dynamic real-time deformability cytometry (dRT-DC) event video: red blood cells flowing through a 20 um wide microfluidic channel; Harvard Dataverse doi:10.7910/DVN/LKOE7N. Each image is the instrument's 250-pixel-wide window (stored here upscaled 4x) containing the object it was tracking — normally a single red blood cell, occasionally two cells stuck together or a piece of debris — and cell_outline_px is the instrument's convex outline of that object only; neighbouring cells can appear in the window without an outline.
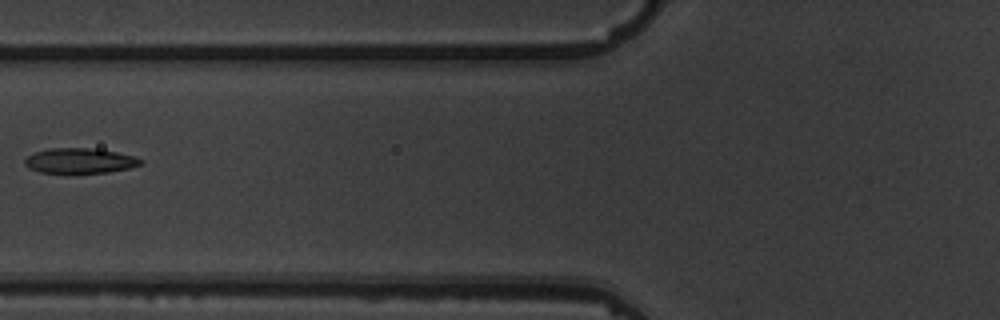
{"species": "common noctule bat (a hibernating species)", "species_latin": "Nyctalus noctula", "temperature_condition": "warm", "stored_images_in_passage": 3, "camera_frame_rate_fps": 3000, "um_per_image_px": 0.085, "animal": {"sex": "male", "body_mass_g": 19.5, "forearm_length_mm": 54.6}, "frame": {"image": 1, "passage_image": 2, "time_ms": 1.333, "image_size_px": [1000, 320], "cell_outline_px": [[144, 160], [140, 164], [128, 168], [108, 172], [72, 176], [40, 172], [28, 168], [24, 164], [24, 160], [28, 156], [36, 152], [48, 148], [92, 148], [116, 152], [136, 156]], "centroid_in_image_um": [6.75, 13.71], "position_along_channel_um": 119.0, "area_um2": 17.74}}
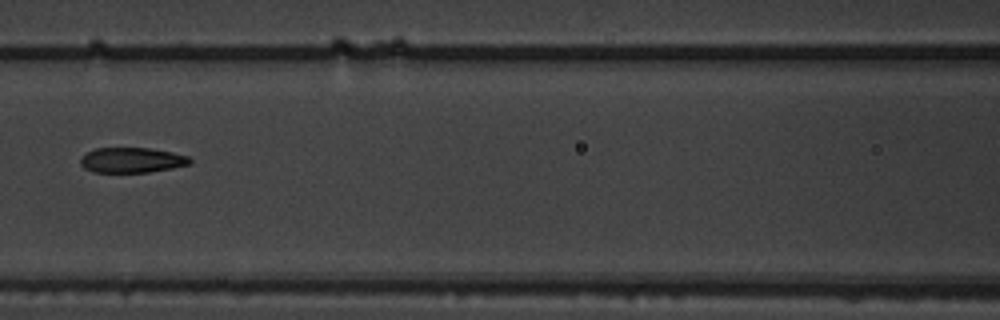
{"frame": {"image": 2, "passage_image": 3, "time_ms": 2.333, "image_size_px": [1000, 320], "cell_outline_px": [[192, 164], [172, 168], [148, 172], [92, 172], [84, 168], [80, 164], [80, 156], [96, 148], [148, 148], [172, 152], [188, 156], [192, 160]], "centroid_in_image_um": [11.2, 13.61], "position_along_channel_um": 155.4, "area_um2": 16.13}}